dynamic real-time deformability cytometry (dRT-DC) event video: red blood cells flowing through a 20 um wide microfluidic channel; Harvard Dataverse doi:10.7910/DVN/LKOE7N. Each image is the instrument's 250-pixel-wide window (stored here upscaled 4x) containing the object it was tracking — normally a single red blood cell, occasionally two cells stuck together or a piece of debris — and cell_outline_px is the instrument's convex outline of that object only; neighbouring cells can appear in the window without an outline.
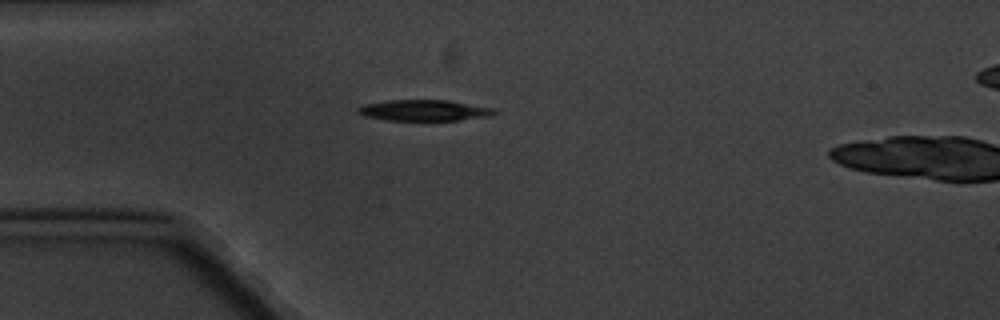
{"species": "common noctule bat (a hibernating species)", "species_latin": "Nyctalus noctula", "temperature_condition": "cold", "stored_images_in_passage": 2, "camera_frame_rate_fps": 3000, "um_per_image_px": 0.085, "animal": {"sex": "male", "body_mass_g": 20.1, "forearm_length_mm": 53.5}, "frame": {"image": 1, "passage_image": 1, "time_ms": 0.0, "image_size_px": [1000, 320], "cell_outline_px": [[500, 112], [492, 116], [460, 120], [384, 120], [364, 116], [356, 112], [356, 108], [364, 104], [392, 100], [448, 100], [496, 108]], "centroid_in_image_um": [36.11, 9.38], "position_along_channel_um": 48.9, "area_um2": 16.94}}